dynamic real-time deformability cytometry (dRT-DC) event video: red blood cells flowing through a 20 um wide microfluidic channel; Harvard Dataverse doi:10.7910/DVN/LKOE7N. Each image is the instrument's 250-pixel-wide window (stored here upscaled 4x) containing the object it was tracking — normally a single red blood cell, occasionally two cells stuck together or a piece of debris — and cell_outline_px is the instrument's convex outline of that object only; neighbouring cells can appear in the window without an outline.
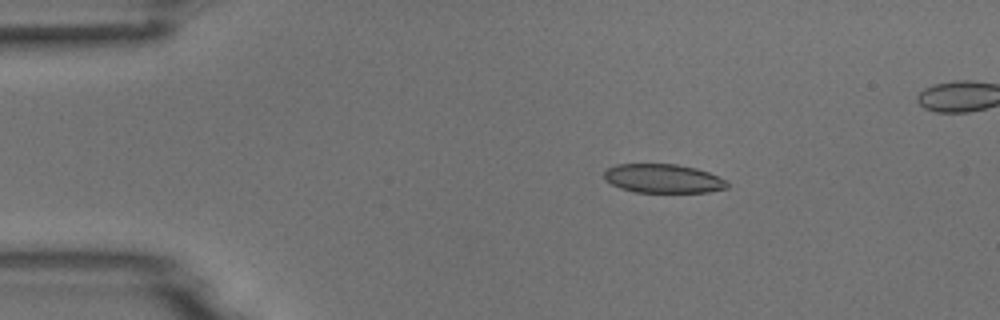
{"species": "common noctule bat (a hibernating species)", "species_latin": "Nyctalus noctula", "temperature_condition": "room temperature", "stored_images_in_passage": 6, "camera_frame_rate_fps": 3000, "um_per_image_px": 0.085, "animal": {"sex": "male", "body_mass_g": 18.8}, "frame": {"image": 1, "passage_image": 3, "time_ms": 2.333, "image_size_px": [1000, 320], "cell_outline_px": [[728, 188], [708, 192], [636, 192], [620, 188], [604, 180], [604, 172], [608, 168], [616, 164], [676, 164], [696, 168], [708, 172], [728, 180]], "centroid_in_image_um": [56.38, 15.17], "position_along_channel_um": 28.6, "area_um2": 20.81}}